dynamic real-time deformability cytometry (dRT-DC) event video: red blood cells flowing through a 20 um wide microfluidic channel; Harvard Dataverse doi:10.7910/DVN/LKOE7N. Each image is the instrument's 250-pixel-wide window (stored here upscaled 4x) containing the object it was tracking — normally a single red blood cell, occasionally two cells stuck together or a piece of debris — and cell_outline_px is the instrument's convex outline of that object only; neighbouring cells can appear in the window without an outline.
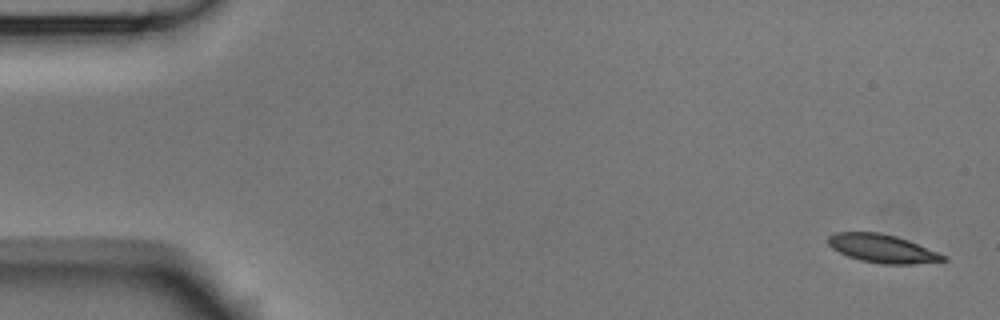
{"species": "Egyptian fruit bat (a non-hibernating species)", "species_latin": "Rousettus aegyptiacus", "temperature_condition": "room temperature", "stored_images_in_passage": 5, "camera_frame_rate_fps": 3000, "um_per_image_px": 0.085, "animal": {"sex": "male"}, "frame": {"image": 1, "passage_image": 1, "time_ms": 0.0, "image_size_px": [1000, 320], "cell_outline_px": [[948, 260], [912, 264], [880, 264], [860, 260], [848, 256], [832, 248], [828, 244], [828, 236], [836, 232], [880, 232], [896, 236], [908, 240], [948, 256]], "centroid_in_image_um": [75.01, 21.12], "position_along_channel_um": 10.0, "area_um2": 19.02}}
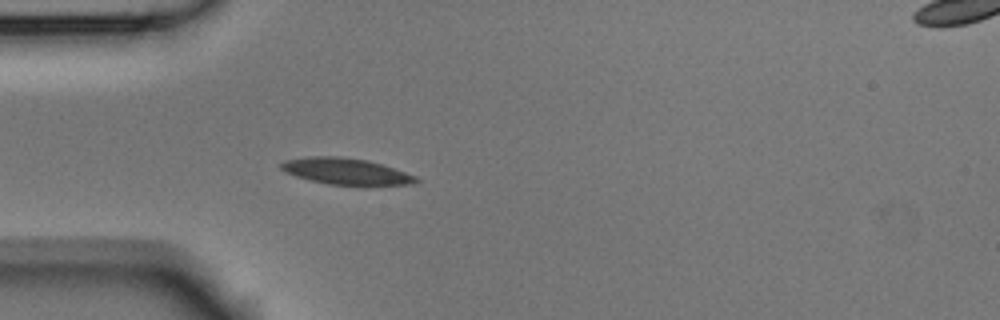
{"frame": {"image": 2, "passage_image": 5, "time_ms": 1.333, "image_size_px": [1000, 320], "cell_outline_px": [[420, 180], [412, 184], [364, 188], [328, 184], [296, 176], [280, 168], [280, 164], [284, 160], [308, 156], [340, 156], [368, 160], [416, 176]], "centroid_in_image_um": [29.47, 14.6], "position_along_channel_um": 55.5, "area_um2": 21.39}}